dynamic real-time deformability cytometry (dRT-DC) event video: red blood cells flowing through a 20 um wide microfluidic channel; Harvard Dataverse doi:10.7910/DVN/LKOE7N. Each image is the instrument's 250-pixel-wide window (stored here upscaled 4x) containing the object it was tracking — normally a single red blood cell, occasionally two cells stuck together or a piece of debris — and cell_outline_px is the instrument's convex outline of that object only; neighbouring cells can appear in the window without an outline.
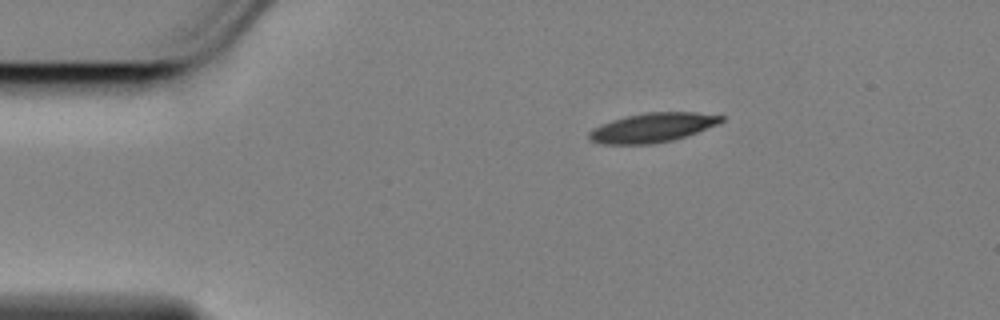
{"species": "Egyptian fruit bat (a non-hibernating species)", "species_latin": "Rousettus aegyptiacus", "temperature_condition": "cold", "stored_images_in_passage": 29, "camera_frame_rate_fps": 3000, "um_per_image_px": 0.085, "animal": {"sex": "female"}, "frame": {"image": 1, "passage_image": 1, "time_ms": 0.0, "image_size_px": [1000, 320], "cell_outline_px": [[724, 120], [716, 124], [696, 132], [672, 140], [652, 144], [604, 144], [592, 140], [588, 136], [588, 132], [592, 128], [600, 124], [624, 116], [644, 112], [696, 112], [724, 116]], "centroid_in_image_um": [55.42, 10.83], "position_along_channel_um": 29.6, "area_um2": 22.43}}
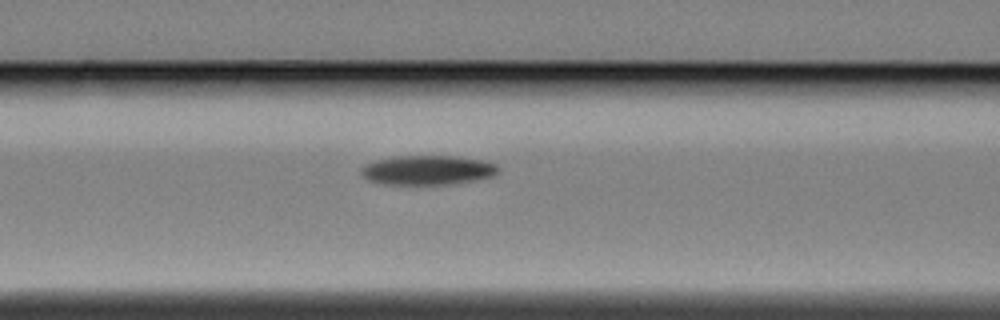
{"frame": {"image": 2, "passage_image": 14, "time_ms": 4.333, "image_size_px": [1000, 320], "cell_outline_px": [[496, 172], [492, 176], [472, 180], [448, 184], [384, 184], [368, 180], [360, 172], [360, 168], [364, 164], [376, 160], [396, 156], [456, 156], [480, 160], [496, 164]], "centroid_in_image_um": [36.26, 14.45], "position_along_channel_um": 130.3, "area_um2": 23.18}}
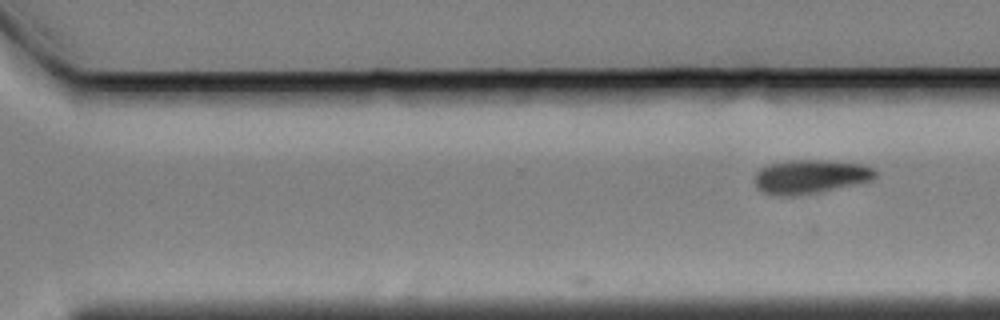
{"frame": {"image": 3, "passage_image": 29, "time_ms": 9.333, "image_size_px": [1000, 320], "cell_outline_px": [[876, 176], [872, 180], [816, 192], [792, 196], [772, 196], [756, 188], [756, 172], [760, 168], [772, 164], [788, 160], [824, 160], [864, 164], [872, 168], [876, 172]], "centroid_in_image_um": [68.85, 15.01], "position_along_channel_um": 301.7, "area_um2": 23.58}}